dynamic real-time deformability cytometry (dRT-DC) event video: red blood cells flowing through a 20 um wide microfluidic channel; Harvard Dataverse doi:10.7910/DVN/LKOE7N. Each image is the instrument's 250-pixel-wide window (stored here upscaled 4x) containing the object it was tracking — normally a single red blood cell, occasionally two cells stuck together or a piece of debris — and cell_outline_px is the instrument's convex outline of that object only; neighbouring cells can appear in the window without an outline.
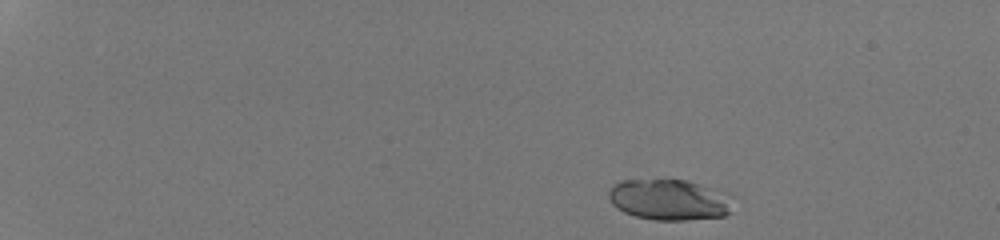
{"species": "human", "species_latin": "Homo sapiens", "temperature_condition": "room temperature", "stored_images_in_passage": 39, "camera_frame_rate_fps": 3000, "um_per_image_px": 0.085, "donor": {"sex": "male"}, "frame": {"image": 1, "passage_image": 1, "time_ms": 0.0, "image_size_px": [1000, 240], "cell_outline_px": [[732, 212], [724, 216], [684, 220], [652, 220], [636, 216], [624, 212], [616, 208], [612, 204], [608, 196], [608, 192], [612, 184], [620, 180], [668, 176], [684, 180], [728, 192]], "centroid_in_image_um": [56.83, 16.92], "position_along_channel_um": 28.2, "area_um2": 30.63}}
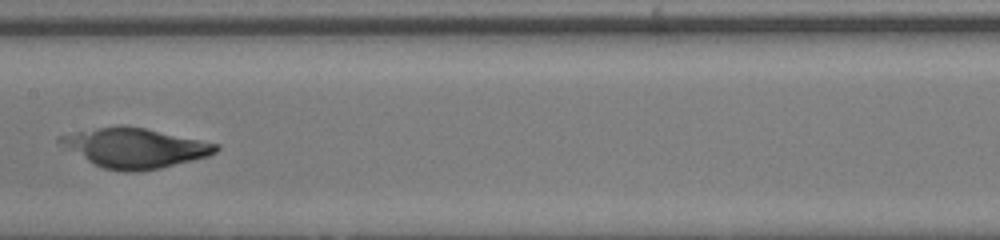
{"frame": {"image": 2, "passage_image": 23, "time_ms": 7.333, "image_size_px": [1000, 240], "cell_outline_px": [[220, 148], [216, 152], [208, 156], [160, 168], [136, 172], [120, 172], [104, 168], [88, 160], [56, 140], [60, 136], [76, 132], [96, 128], [120, 124], [144, 128], [220, 144]], "centroid_in_image_um": [11.52, 12.57], "position_along_channel_um": 195.9, "area_um2": 35.43}}
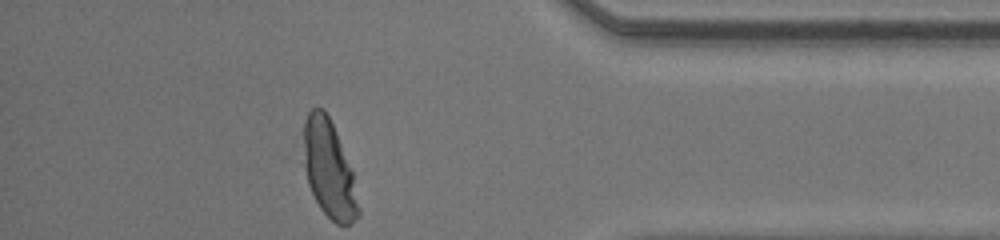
{"frame": {"image": 3, "passage_image": 39, "time_ms": 12.667, "image_size_px": [1000, 240], "cell_outline_px": [[360, 216], [352, 224], [336, 224], [320, 208], [308, 184], [304, 164], [304, 120], [308, 112], [312, 108], [324, 108], [336, 132], [352, 172], [360, 212]], "centroid_in_image_um": [27.96, 14.4], "position_along_channel_um": 407.2, "area_um2": 30.63}, "authors_computed_cell_mechanics": {"area_um2": 34.5066, "velocity_mm_per_s": 4.315, "shape_relaxation_time_tau1_ms": 2.8807, "shape_relaxation_time_tau2_ms": null, "deformation_change_tau1": 0.1084, "deformation_change_tau2": null}}